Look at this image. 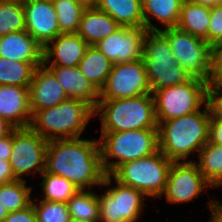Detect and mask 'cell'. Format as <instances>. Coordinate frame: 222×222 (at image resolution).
<instances>
[{
    "label": "cell",
    "instance_id": "6da1fadb",
    "mask_svg": "<svg viewBox=\"0 0 222 222\" xmlns=\"http://www.w3.org/2000/svg\"><path fill=\"white\" fill-rule=\"evenodd\" d=\"M44 171L64 177L78 190L101 187L106 173L99 141L81 137L48 141Z\"/></svg>",
    "mask_w": 222,
    "mask_h": 222
},
{
    "label": "cell",
    "instance_id": "7a4b0ae2",
    "mask_svg": "<svg viewBox=\"0 0 222 222\" xmlns=\"http://www.w3.org/2000/svg\"><path fill=\"white\" fill-rule=\"evenodd\" d=\"M210 113L203 110L158 124L159 150L172 162H184L209 141Z\"/></svg>",
    "mask_w": 222,
    "mask_h": 222
},
{
    "label": "cell",
    "instance_id": "3957f363",
    "mask_svg": "<svg viewBox=\"0 0 222 222\" xmlns=\"http://www.w3.org/2000/svg\"><path fill=\"white\" fill-rule=\"evenodd\" d=\"M101 119V132L158 129L152 93L114 100H99L94 117Z\"/></svg>",
    "mask_w": 222,
    "mask_h": 222
},
{
    "label": "cell",
    "instance_id": "277c9868",
    "mask_svg": "<svg viewBox=\"0 0 222 222\" xmlns=\"http://www.w3.org/2000/svg\"><path fill=\"white\" fill-rule=\"evenodd\" d=\"M94 109L86 102L68 98L60 104L38 110L30 127L47 141L80 138Z\"/></svg>",
    "mask_w": 222,
    "mask_h": 222
},
{
    "label": "cell",
    "instance_id": "5b68a950",
    "mask_svg": "<svg viewBox=\"0 0 222 222\" xmlns=\"http://www.w3.org/2000/svg\"><path fill=\"white\" fill-rule=\"evenodd\" d=\"M99 148L106 174L119 165L159 151L158 129H141L121 132H101ZM115 159V161L110 160Z\"/></svg>",
    "mask_w": 222,
    "mask_h": 222
},
{
    "label": "cell",
    "instance_id": "8992f818",
    "mask_svg": "<svg viewBox=\"0 0 222 222\" xmlns=\"http://www.w3.org/2000/svg\"><path fill=\"white\" fill-rule=\"evenodd\" d=\"M142 59L152 93L192 78L175 59L168 38L161 31L146 32Z\"/></svg>",
    "mask_w": 222,
    "mask_h": 222
},
{
    "label": "cell",
    "instance_id": "52a82bcc",
    "mask_svg": "<svg viewBox=\"0 0 222 222\" xmlns=\"http://www.w3.org/2000/svg\"><path fill=\"white\" fill-rule=\"evenodd\" d=\"M171 164L172 161L159 150L119 165L110 175L119 183L155 199L164 192Z\"/></svg>",
    "mask_w": 222,
    "mask_h": 222
},
{
    "label": "cell",
    "instance_id": "ba28073f",
    "mask_svg": "<svg viewBox=\"0 0 222 222\" xmlns=\"http://www.w3.org/2000/svg\"><path fill=\"white\" fill-rule=\"evenodd\" d=\"M208 82L192 77L188 82L155 90L157 123L202 109L207 103Z\"/></svg>",
    "mask_w": 222,
    "mask_h": 222
},
{
    "label": "cell",
    "instance_id": "9c48e42d",
    "mask_svg": "<svg viewBox=\"0 0 222 222\" xmlns=\"http://www.w3.org/2000/svg\"><path fill=\"white\" fill-rule=\"evenodd\" d=\"M115 181L117 186H113ZM112 185V187H111ZM109 187L105 193L98 195L99 222H137L144 209V199L147 198L141 191L123 185L106 174L101 187Z\"/></svg>",
    "mask_w": 222,
    "mask_h": 222
},
{
    "label": "cell",
    "instance_id": "30bf717a",
    "mask_svg": "<svg viewBox=\"0 0 222 222\" xmlns=\"http://www.w3.org/2000/svg\"><path fill=\"white\" fill-rule=\"evenodd\" d=\"M167 38L177 62L192 77L209 80L212 70V46L205 39L177 27L160 30Z\"/></svg>",
    "mask_w": 222,
    "mask_h": 222
},
{
    "label": "cell",
    "instance_id": "8fae6325",
    "mask_svg": "<svg viewBox=\"0 0 222 222\" xmlns=\"http://www.w3.org/2000/svg\"><path fill=\"white\" fill-rule=\"evenodd\" d=\"M48 141L31 127L16 128L13 131V148L10 166L18 180L36 172L41 175L45 170ZM25 174V175H24Z\"/></svg>",
    "mask_w": 222,
    "mask_h": 222
},
{
    "label": "cell",
    "instance_id": "7c38bea8",
    "mask_svg": "<svg viewBox=\"0 0 222 222\" xmlns=\"http://www.w3.org/2000/svg\"><path fill=\"white\" fill-rule=\"evenodd\" d=\"M152 93L143 59L113 64L99 100H114Z\"/></svg>",
    "mask_w": 222,
    "mask_h": 222
},
{
    "label": "cell",
    "instance_id": "4fadbf2b",
    "mask_svg": "<svg viewBox=\"0 0 222 222\" xmlns=\"http://www.w3.org/2000/svg\"><path fill=\"white\" fill-rule=\"evenodd\" d=\"M208 187L212 186L199 172L195 161L189 159L184 162H172L165 189L160 198L165 196L169 204L191 202Z\"/></svg>",
    "mask_w": 222,
    "mask_h": 222
},
{
    "label": "cell",
    "instance_id": "5bb4252c",
    "mask_svg": "<svg viewBox=\"0 0 222 222\" xmlns=\"http://www.w3.org/2000/svg\"><path fill=\"white\" fill-rule=\"evenodd\" d=\"M147 31L145 27L121 26L94 46L113 64L135 61L143 58Z\"/></svg>",
    "mask_w": 222,
    "mask_h": 222
},
{
    "label": "cell",
    "instance_id": "9a60e30c",
    "mask_svg": "<svg viewBox=\"0 0 222 222\" xmlns=\"http://www.w3.org/2000/svg\"><path fill=\"white\" fill-rule=\"evenodd\" d=\"M26 31L44 48L59 34L55 7L50 0H24Z\"/></svg>",
    "mask_w": 222,
    "mask_h": 222
},
{
    "label": "cell",
    "instance_id": "2e32d148",
    "mask_svg": "<svg viewBox=\"0 0 222 222\" xmlns=\"http://www.w3.org/2000/svg\"><path fill=\"white\" fill-rule=\"evenodd\" d=\"M88 46L77 33L59 34L43 48V65L77 67Z\"/></svg>",
    "mask_w": 222,
    "mask_h": 222
},
{
    "label": "cell",
    "instance_id": "e0dca14e",
    "mask_svg": "<svg viewBox=\"0 0 222 222\" xmlns=\"http://www.w3.org/2000/svg\"><path fill=\"white\" fill-rule=\"evenodd\" d=\"M29 97L32 116L38 110L56 106L68 99L63 87L44 65L34 70L29 86Z\"/></svg>",
    "mask_w": 222,
    "mask_h": 222
},
{
    "label": "cell",
    "instance_id": "ac0fdd59",
    "mask_svg": "<svg viewBox=\"0 0 222 222\" xmlns=\"http://www.w3.org/2000/svg\"><path fill=\"white\" fill-rule=\"evenodd\" d=\"M0 117L16 128L30 127L29 87L0 85Z\"/></svg>",
    "mask_w": 222,
    "mask_h": 222
},
{
    "label": "cell",
    "instance_id": "d6986e66",
    "mask_svg": "<svg viewBox=\"0 0 222 222\" xmlns=\"http://www.w3.org/2000/svg\"><path fill=\"white\" fill-rule=\"evenodd\" d=\"M0 57L43 65V47L27 32L17 31L0 36Z\"/></svg>",
    "mask_w": 222,
    "mask_h": 222
},
{
    "label": "cell",
    "instance_id": "ffe728a7",
    "mask_svg": "<svg viewBox=\"0 0 222 222\" xmlns=\"http://www.w3.org/2000/svg\"><path fill=\"white\" fill-rule=\"evenodd\" d=\"M65 90L68 98L82 100L95 109L99 101V91L80 71L79 67L44 65Z\"/></svg>",
    "mask_w": 222,
    "mask_h": 222
},
{
    "label": "cell",
    "instance_id": "44dd1931",
    "mask_svg": "<svg viewBox=\"0 0 222 222\" xmlns=\"http://www.w3.org/2000/svg\"><path fill=\"white\" fill-rule=\"evenodd\" d=\"M120 27L110 15L96 7H91L84 10L77 34L88 45H95Z\"/></svg>",
    "mask_w": 222,
    "mask_h": 222
},
{
    "label": "cell",
    "instance_id": "7402d4cb",
    "mask_svg": "<svg viewBox=\"0 0 222 222\" xmlns=\"http://www.w3.org/2000/svg\"><path fill=\"white\" fill-rule=\"evenodd\" d=\"M182 2L183 0H142L145 28L149 31H160L177 27ZM151 18H156L157 24L161 23L164 28L154 25Z\"/></svg>",
    "mask_w": 222,
    "mask_h": 222
},
{
    "label": "cell",
    "instance_id": "603a6c76",
    "mask_svg": "<svg viewBox=\"0 0 222 222\" xmlns=\"http://www.w3.org/2000/svg\"><path fill=\"white\" fill-rule=\"evenodd\" d=\"M211 7L183 0L177 28L205 39L208 43Z\"/></svg>",
    "mask_w": 222,
    "mask_h": 222
},
{
    "label": "cell",
    "instance_id": "cb8c5ba5",
    "mask_svg": "<svg viewBox=\"0 0 222 222\" xmlns=\"http://www.w3.org/2000/svg\"><path fill=\"white\" fill-rule=\"evenodd\" d=\"M96 8L110 15L120 26L145 27L142 0H98Z\"/></svg>",
    "mask_w": 222,
    "mask_h": 222
},
{
    "label": "cell",
    "instance_id": "d4e9b609",
    "mask_svg": "<svg viewBox=\"0 0 222 222\" xmlns=\"http://www.w3.org/2000/svg\"><path fill=\"white\" fill-rule=\"evenodd\" d=\"M113 63L96 46L89 45L79 62V69L93 86L100 91L111 72Z\"/></svg>",
    "mask_w": 222,
    "mask_h": 222
},
{
    "label": "cell",
    "instance_id": "484cf974",
    "mask_svg": "<svg viewBox=\"0 0 222 222\" xmlns=\"http://www.w3.org/2000/svg\"><path fill=\"white\" fill-rule=\"evenodd\" d=\"M197 164L199 172L212 186H222V145L207 142L199 151Z\"/></svg>",
    "mask_w": 222,
    "mask_h": 222
},
{
    "label": "cell",
    "instance_id": "4316f807",
    "mask_svg": "<svg viewBox=\"0 0 222 222\" xmlns=\"http://www.w3.org/2000/svg\"><path fill=\"white\" fill-rule=\"evenodd\" d=\"M70 219L99 222V201L95 191L78 190L68 201Z\"/></svg>",
    "mask_w": 222,
    "mask_h": 222
},
{
    "label": "cell",
    "instance_id": "83f0119b",
    "mask_svg": "<svg viewBox=\"0 0 222 222\" xmlns=\"http://www.w3.org/2000/svg\"><path fill=\"white\" fill-rule=\"evenodd\" d=\"M26 179L9 184H0V204L8 213L26 208L32 203V186H27Z\"/></svg>",
    "mask_w": 222,
    "mask_h": 222
},
{
    "label": "cell",
    "instance_id": "f1b7e54d",
    "mask_svg": "<svg viewBox=\"0 0 222 222\" xmlns=\"http://www.w3.org/2000/svg\"><path fill=\"white\" fill-rule=\"evenodd\" d=\"M35 67L30 62L0 57V85L29 87Z\"/></svg>",
    "mask_w": 222,
    "mask_h": 222
},
{
    "label": "cell",
    "instance_id": "f546056e",
    "mask_svg": "<svg viewBox=\"0 0 222 222\" xmlns=\"http://www.w3.org/2000/svg\"><path fill=\"white\" fill-rule=\"evenodd\" d=\"M60 34L77 33L84 10L77 0H53Z\"/></svg>",
    "mask_w": 222,
    "mask_h": 222
},
{
    "label": "cell",
    "instance_id": "4dcf8cb0",
    "mask_svg": "<svg viewBox=\"0 0 222 222\" xmlns=\"http://www.w3.org/2000/svg\"><path fill=\"white\" fill-rule=\"evenodd\" d=\"M42 182L40 183L44 198L41 200L65 202L78 191V189L64 177L46 173L41 174Z\"/></svg>",
    "mask_w": 222,
    "mask_h": 222
},
{
    "label": "cell",
    "instance_id": "1f68e13d",
    "mask_svg": "<svg viewBox=\"0 0 222 222\" xmlns=\"http://www.w3.org/2000/svg\"><path fill=\"white\" fill-rule=\"evenodd\" d=\"M26 31L23 3L0 1V36Z\"/></svg>",
    "mask_w": 222,
    "mask_h": 222
},
{
    "label": "cell",
    "instance_id": "d6a6232c",
    "mask_svg": "<svg viewBox=\"0 0 222 222\" xmlns=\"http://www.w3.org/2000/svg\"><path fill=\"white\" fill-rule=\"evenodd\" d=\"M35 201V202H34ZM32 200L37 222H69V208L65 202ZM37 201V202H36Z\"/></svg>",
    "mask_w": 222,
    "mask_h": 222
},
{
    "label": "cell",
    "instance_id": "836d02e7",
    "mask_svg": "<svg viewBox=\"0 0 222 222\" xmlns=\"http://www.w3.org/2000/svg\"><path fill=\"white\" fill-rule=\"evenodd\" d=\"M208 43L212 47L222 44V4L211 7Z\"/></svg>",
    "mask_w": 222,
    "mask_h": 222
},
{
    "label": "cell",
    "instance_id": "e575fe53",
    "mask_svg": "<svg viewBox=\"0 0 222 222\" xmlns=\"http://www.w3.org/2000/svg\"><path fill=\"white\" fill-rule=\"evenodd\" d=\"M208 88H222V44L212 47V70Z\"/></svg>",
    "mask_w": 222,
    "mask_h": 222
},
{
    "label": "cell",
    "instance_id": "d590c367",
    "mask_svg": "<svg viewBox=\"0 0 222 222\" xmlns=\"http://www.w3.org/2000/svg\"><path fill=\"white\" fill-rule=\"evenodd\" d=\"M207 106L210 116L216 121L222 122V88H208Z\"/></svg>",
    "mask_w": 222,
    "mask_h": 222
},
{
    "label": "cell",
    "instance_id": "8d00e7d4",
    "mask_svg": "<svg viewBox=\"0 0 222 222\" xmlns=\"http://www.w3.org/2000/svg\"><path fill=\"white\" fill-rule=\"evenodd\" d=\"M2 222H37L33 203L26 208L8 213Z\"/></svg>",
    "mask_w": 222,
    "mask_h": 222
},
{
    "label": "cell",
    "instance_id": "74e56055",
    "mask_svg": "<svg viewBox=\"0 0 222 222\" xmlns=\"http://www.w3.org/2000/svg\"><path fill=\"white\" fill-rule=\"evenodd\" d=\"M209 142L222 145V122L210 118Z\"/></svg>",
    "mask_w": 222,
    "mask_h": 222
},
{
    "label": "cell",
    "instance_id": "f35d334b",
    "mask_svg": "<svg viewBox=\"0 0 222 222\" xmlns=\"http://www.w3.org/2000/svg\"><path fill=\"white\" fill-rule=\"evenodd\" d=\"M18 180L10 166L9 161L0 160V184H9Z\"/></svg>",
    "mask_w": 222,
    "mask_h": 222
},
{
    "label": "cell",
    "instance_id": "ab89813d",
    "mask_svg": "<svg viewBox=\"0 0 222 222\" xmlns=\"http://www.w3.org/2000/svg\"><path fill=\"white\" fill-rule=\"evenodd\" d=\"M13 148V132L0 139V160L9 161Z\"/></svg>",
    "mask_w": 222,
    "mask_h": 222
},
{
    "label": "cell",
    "instance_id": "60d3db41",
    "mask_svg": "<svg viewBox=\"0 0 222 222\" xmlns=\"http://www.w3.org/2000/svg\"><path fill=\"white\" fill-rule=\"evenodd\" d=\"M208 208L211 212V220L209 222H222V203L217 199H210Z\"/></svg>",
    "mask_w": 222,
    "mask_h": 222
},
{
    "label": "cell",
    "instance_id": "b9f144b4",
    "mask_svg": "<svg viewBox=\"0 0 222 222\" xmlns=\"http://www.w3.org/2000/svg\"><path fill=\"white\" fill-rule=\"evenodd\" d=\"M15 129L8 120L0 117V139L10 135Z\"/></svg>",
    "mask_w": 222,
    "mask_h": 222
},
{
    "label": "cell",
    "instance_id": "7bdbcfd3",
    "mask_svg": "<svg viewBox=\"0 0 222 222\" xmlns=\"http://www.w3.org/2000/svg\"><path fill=\"white\" fill-rule=\"evenodd\" d=\"M192 2L203 4L205 6L214 7L216 5L222 4V0H190Z\"/></svg>",
    "mask_w": 222,
    "mask_h": 222
},
{
    "label": "cell",
    "instance_id": "ee69618b",
    "mask_svg": "<svg viewBox=\"0 0 222 222\" xmlns=\"http://www.w3.org/2000/svg\"><path fill=\"white\" fill-rule=\"evenodd\" d=\"M81 3L85 8L96 7L98 0H77Z\"/></svg>",
    "mask_w": 222,
    "mask_h": 222
},
{
    "label": "cell",
    "instance_id": "f6af8a7d",
    "mask_svg": "<svg viewBox=\"0 0 222 222\" xmlns=\"http://www.w3.org/2000/svg\"><path fill=\"white\" fill-rule=\"evenodd\" d=\"M8 215L7 210L2 204H0V222H2Z\"/></svg>",
    "mask_w": 222,
    "mask_h": 222
},
{
    "label": "cell",
    "instance_id": "bcb514c9",
    "mask_svg": "<svg viewBox=\"0 0 222 222\" xmlns=\"http://www.w3.org/2000/svg\"><path fill=\"white\" fill-rule=\"evenodd\" d=\"M0 1H8V2H18V3H23L24 0H0Z\"/></svg>",
    "mask_w": 222,
    "mask_h": 222
},
{
    "label": "cell",
    "instance_id": "7dc6e473",
    "mask_svg": "<svg viewBox=\"0 0 222 222\" xmlns=\"http://www.w3.org/2000/svg\"><path fill=\"white\" fill-rule=\"evenodd\" d=\"M69 222H87V221H79V220L70 219Z\"/></svg>",
    "mask_w": 222,
    "mask_h": 222
}]
</instances>
